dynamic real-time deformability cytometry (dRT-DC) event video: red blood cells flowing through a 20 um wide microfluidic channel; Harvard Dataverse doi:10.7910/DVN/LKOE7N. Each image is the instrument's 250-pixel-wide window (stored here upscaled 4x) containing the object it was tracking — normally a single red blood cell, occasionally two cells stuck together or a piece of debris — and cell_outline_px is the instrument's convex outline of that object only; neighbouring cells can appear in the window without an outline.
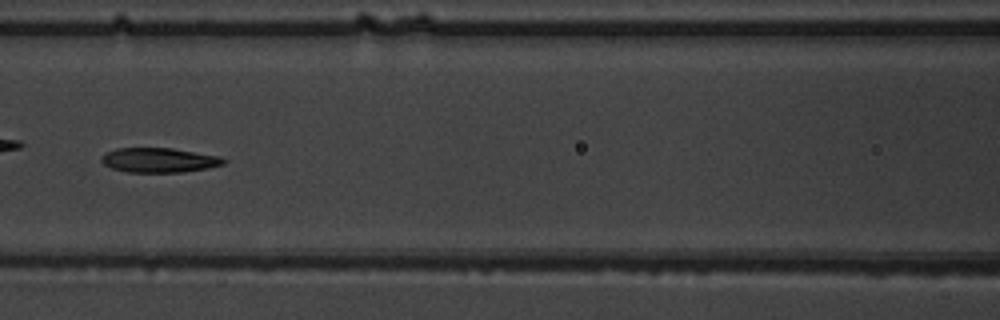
{"species": "common noctule bat (a hibernating species)", "species_latin": "Nyctalus noctula", "temperature_condition": "warm", "stored_images_in_passage": 8, "camera_frame_rate_fps": 3000, "um_per_image_px": 0.085, "animal": {"sex": "male", "body_mass_g": 19.5, "forearm_length_mm": 54.6}, "frame": {"image": 1, "passage_image": 8, "time_ms": 8.0, "image_size_px": [1000, 320], "cell_outline_px": [[228, 160], [224, 164], [208, 168], [184, 172], [128, 172], [112, 168], [104, 164], [100, 160], [100, 156], [116, 148], [172, 148], [220, 156]], "centroid_in_image_um": [13.54, 13.61], "position_along_channel_um": 153.1, "area_um2": 17.57}}